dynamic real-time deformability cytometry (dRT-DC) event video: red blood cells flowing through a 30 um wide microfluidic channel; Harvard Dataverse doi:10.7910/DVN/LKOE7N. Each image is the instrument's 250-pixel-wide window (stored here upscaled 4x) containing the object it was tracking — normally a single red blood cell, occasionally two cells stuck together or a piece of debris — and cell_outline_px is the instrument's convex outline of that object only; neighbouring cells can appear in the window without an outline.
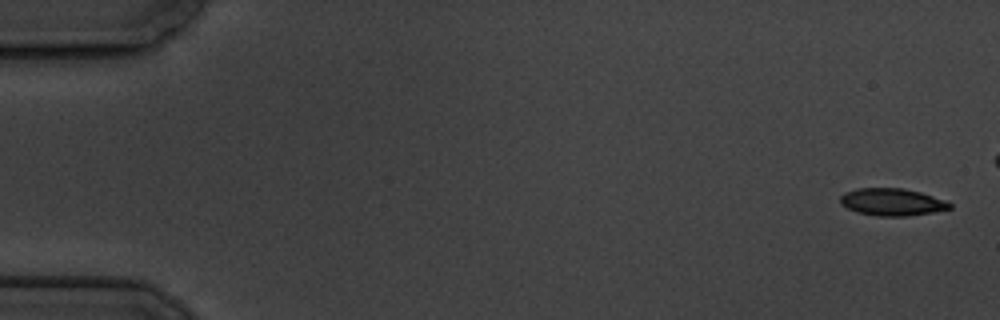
{"species": "common noctule bat (a hibernating species)", "species_latin": "Nyctalus noctula", "temperature_condition": "cold", "stored_images_in_passage": 7, "camera_frame_rate_fps": 3000, "um_per_image_px": 0.085, "animal": {"sex": "male", "body_mass_g": 19.5, "forearm_length_mm": 54.6}, "frame": {"image": 1, "passage_image": 1, "time_ms": 0.0, "image_size_px": [1000, 320], "cell_outline_px": [[952, 208], [932, 212], [908, 216], [876, 216], [856, 212], [840, 204], [840, 196], [844, 192], [856, 188], [904, 188], [920, 192], [944, 200], [952, 204]], "centroid_in_image_um": [75.79, 17.17], "position_along_channel_um": 9.2, "area_um2": 17.46}}